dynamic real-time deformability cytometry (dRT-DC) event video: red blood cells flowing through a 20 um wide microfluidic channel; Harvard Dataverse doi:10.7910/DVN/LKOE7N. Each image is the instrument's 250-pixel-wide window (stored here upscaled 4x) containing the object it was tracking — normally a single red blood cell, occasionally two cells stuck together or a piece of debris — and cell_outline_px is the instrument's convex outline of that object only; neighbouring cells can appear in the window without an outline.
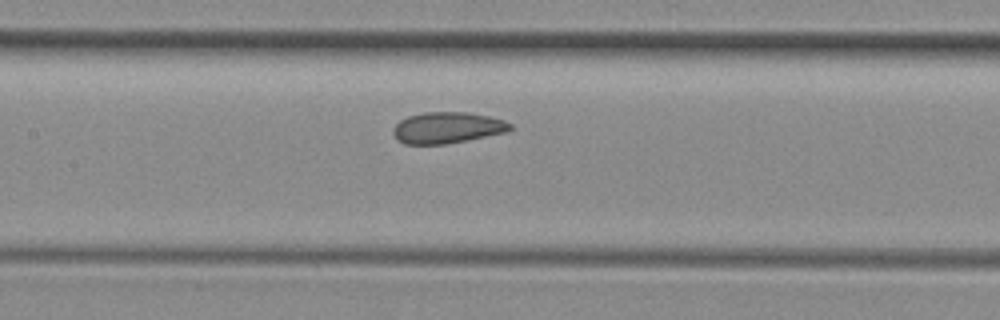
{"species": "common noctule bat (a hibernating species)", "species_latin": "Nyctalus noctula", "temperature_condition": "room temperature", "stored_images_in_passage": 7, "camera_frame_rate_fps": 3000, "um_per_image_px": 0.085, "animal": {"sex": "female", "body_mass_g": 29.2, "forearm_length_mm": 56.3}, "frame": {"image": 1, "passage_image": 7, "time_ms": 8.333, "image_size_px": [1000, 320], "cell_outline_px": [[512, 128], [504, 132], [444, 144], [404, 144], [396, 140], [392, 132], [392, 128], [400, 120], [408, 116], [424, 112], [468, 112], [488, 116], [504, 120], [512, 124]], "centroid_in_image_um": [37.95, 10.85], "position_along_channel_um": 169.4, "area_um2": 21.15}}